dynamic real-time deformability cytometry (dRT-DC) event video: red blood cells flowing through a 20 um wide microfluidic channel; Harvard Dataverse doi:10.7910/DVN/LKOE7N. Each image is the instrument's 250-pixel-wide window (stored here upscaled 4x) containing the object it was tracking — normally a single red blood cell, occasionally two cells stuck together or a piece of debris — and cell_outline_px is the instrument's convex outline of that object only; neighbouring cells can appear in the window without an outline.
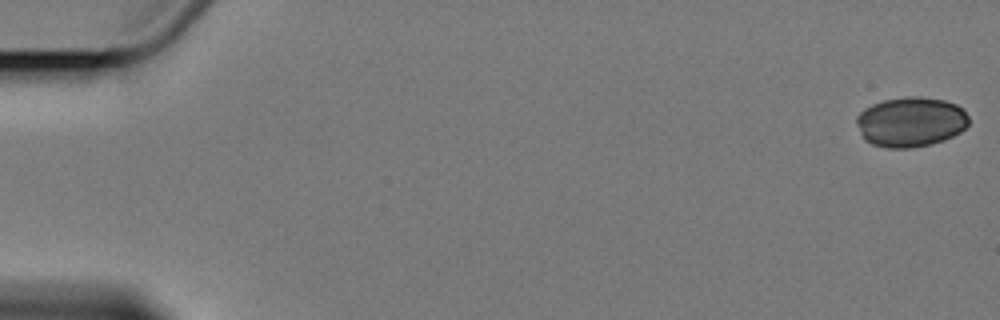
{"species": "Egyptian fruit bat (a non-hibernating species)", "species_latin": "Rousettus aegyptiacus", "temperature_condition": "cold", "stored_images_in_passage": 5, "camera_frame_rate_fps": 3000, "um_per_image_px": 0.085, "animal": {"sex": "female"}, "frame": {"image": 1, "passage_image": 1, "time_ms": 0.0, "image_size_px": [1000, 320], "cell_outline_px": [[968, 124], [960, 132], [944, 140], [932, 144], [908, 148], [888, 148], [872, 144], [864, 140], [856, 124], [856, 116], [864, 108], [872, 104], [884, 100], [904, 96], [920, 96], [944, 100], [956, 104], [964, 108], [968, 116]], "centroid_in_image_um": [77.4, 10.35], "position_along_channel_um": 7.6, "area_um2": 32.95}}